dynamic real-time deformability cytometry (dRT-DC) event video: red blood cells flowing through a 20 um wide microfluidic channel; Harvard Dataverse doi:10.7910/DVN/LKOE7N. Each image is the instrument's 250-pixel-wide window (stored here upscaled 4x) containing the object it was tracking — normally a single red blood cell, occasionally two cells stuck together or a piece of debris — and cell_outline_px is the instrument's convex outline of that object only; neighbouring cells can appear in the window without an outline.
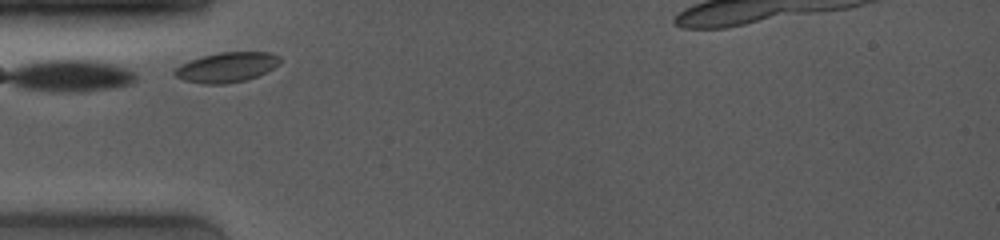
{"species": "common noctule bat (a hibernating species)", "species_latin": "Nyctalus noctula", "temperature_condition": "room temperature", "stored_images_in_passage": 47, "camera_frame_rate_fps": 4000, "um_per_image_px": 0.085, "animal": {"sex": "female", "body_mass_g": 19.0, "forearm_length_mm": 53.3}, "frame": {"image": 1, "passage_image": 1, "time_ms": 0.0, "image_size_px": [1000, 240], "cell_outline_px": [[280, 64], [256, 76], [244, 80], [224, 84], [204, 84], [184, 80], [176, 76], [172, 72], [176, 68], [192, 60], [204, 56], [220, 52], [268, 52], [280, 56]], "centroid_in_image_um": [19.28, 5.71], "position_along_channel_um": 65.7, "area_um2": 17.98}}
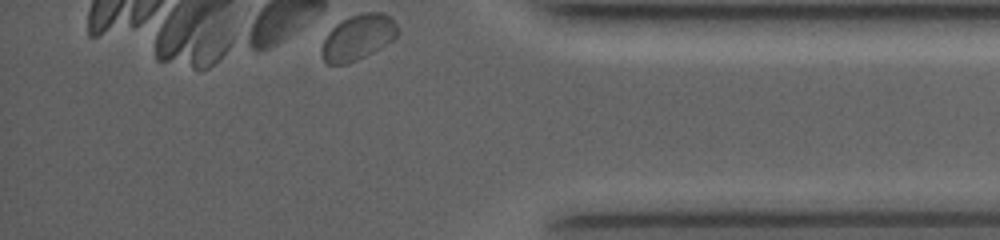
{"frame": {"image": 2, "passage_image": 47, "time_ms": 9.5, "image_size_px": [1000, 240], "cell_outline_px": [[400, 32], [392, 40], [372, 52], [356, 60], [344, 64], [328, 64], [324, 60], [320, 52], [320, 48], [328, 32], [336, 24], [360, 12], [384, 12], [392, 16], [400, 28]], "centroid_in_image_um": [30.46, 3.14], "position_along_channel_um": 404.7, "area_um2": 20.17}}